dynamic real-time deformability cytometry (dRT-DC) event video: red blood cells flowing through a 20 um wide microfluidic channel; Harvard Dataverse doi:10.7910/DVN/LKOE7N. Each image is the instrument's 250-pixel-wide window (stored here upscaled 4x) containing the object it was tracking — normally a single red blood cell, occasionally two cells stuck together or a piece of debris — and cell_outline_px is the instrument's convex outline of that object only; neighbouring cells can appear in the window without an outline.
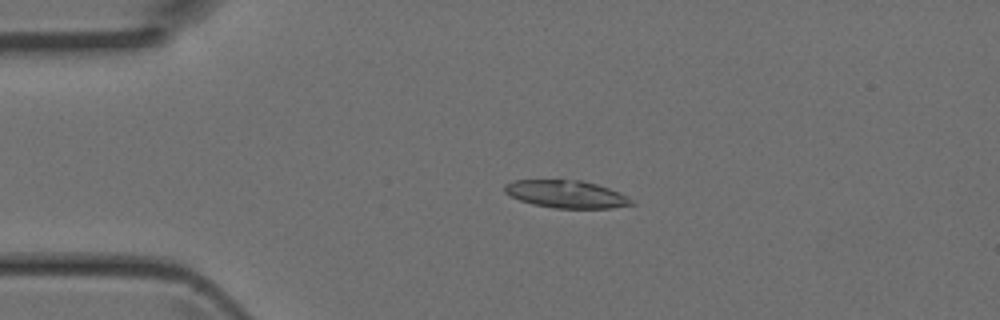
{"species": "Egyptian fruit bat (a non-hibernating species)", "species_latin": "Rousettus aegyptiacus", "temperature_condition": "room temperature", "stored_images_in_passage": 5, "camera_frame_rate_fps": 3000, "um_per_image_px": 0.085, "animal": {"sex": "female"}, "frame": {"image": 1, "passage_image": 2, "time_ms": 0.333, "image_size_px": [1000, 320], "cell_outline_px": [[636, 204], [612, 208], [556, 208], [532, 204], [520, 200], [504, 192], [504, 184], [512, 180], [580, 180], [596, 184], [620, 192], [632, 200]], "centroid_in_image_um": [48.13, 16.5], "position_along_channel_um": 36.9, "area_um2": 20.35}}
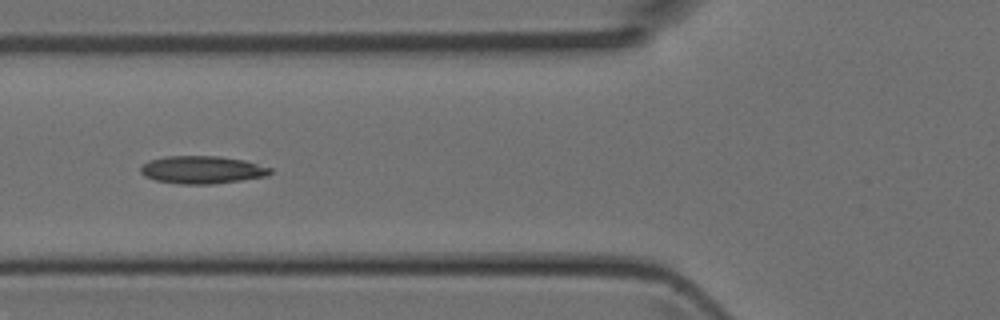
{"frame": {"image": 2, "passage_image": 4, "time_ms": 1.0, "image_size_px": [1000, 320], "cell_outline_px": [[272, 172], [268, 176], [212, 184], [180, 184], [156, 180], [144, 176], [140, 172], [140, 168], [148, 160], [164, 156], [220, 156], [244, 160], [272, 168]], "centroid_in_image_um": [17.17, 14.43], "position_along_channel_um": 108.6, "area_um2": 20.98}}
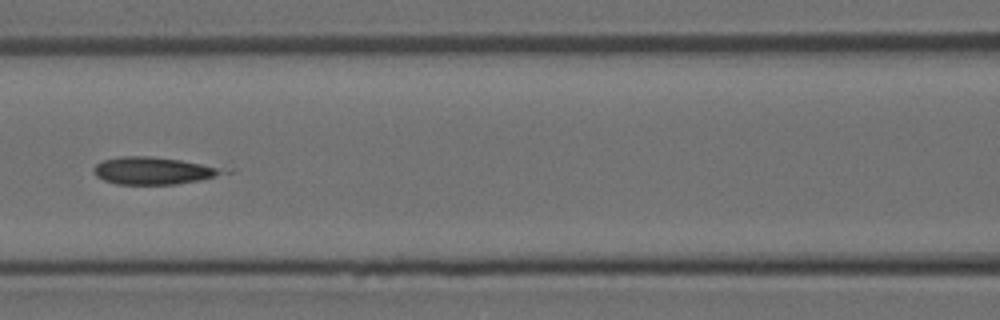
{"frame": {"image": 3, "passage_image": 5, "time_ms": 1.333, "image_size_px": [1000, 320], "cell_outline_px": [[236, 168], [232, 172], [200, 180], [176, 184], [116, 184], [104, 180], [96, 176], [92, 172], [92, 168], [96, 164], [104, 160], [120, 156], [152, 156], [232, 160]], "centroid_in_image_um": [13.59, 14.42], "position_along_channel_um": 153.0, "area_um2": 23.47}}